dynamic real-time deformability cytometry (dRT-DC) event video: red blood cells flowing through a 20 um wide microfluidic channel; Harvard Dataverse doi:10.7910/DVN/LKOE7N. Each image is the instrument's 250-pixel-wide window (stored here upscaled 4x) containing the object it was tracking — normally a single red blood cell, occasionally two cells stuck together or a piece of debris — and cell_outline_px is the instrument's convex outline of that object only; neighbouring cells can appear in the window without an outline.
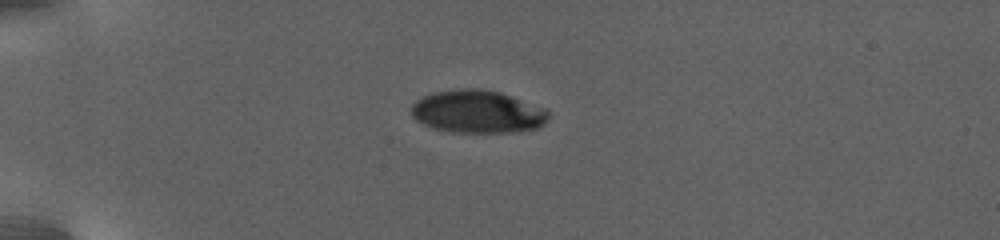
{"species": "human", "species_latin": "Homo sapiens", "temperature_condition": "warm", "stored_images_in_passage": 87, "camera_frame_rate_fps": 3000, "um_per_image_px": 0.085, "donor": {"sex": "female"}, "frame": {"image": 1, "passage_image": 1, "time_ms": 0.0, "image_size_px": [1000, 240], "cell_outline_px": [[548, 120], [544, 124], [536, 128], [508, 132], [452, 132], [436, 128], [424, 124], [416, 120], [412, 116], [412, 104], [416, 100], [432, 92], [460, 88], [480, 88], [500, 92], [548, 108]], "centroid_in_image_um": [40.61, 9.47], "position_along_channel_um": 44.4, "area_um2": 34.28}}
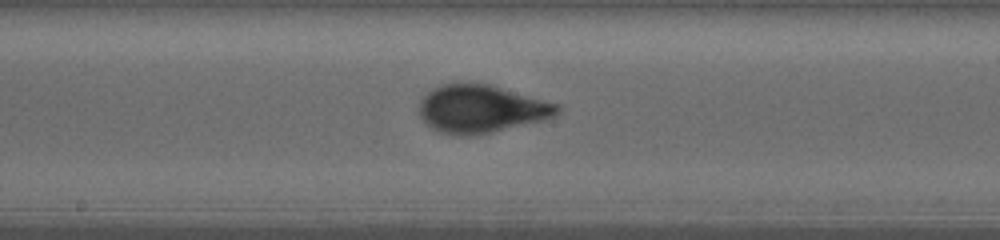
{"frame": {"image": 2, "passage_image": 38, "time_ms": 7.667, "image_size_px": [1000, 240], "cell_outline_px": [[560, 112], [544, 120], [492, 132], [472, 136], [464, 136], [440, 132], [432, 128], [420, 116], [420, 100], [432, 88], [440, 84], [488, 84], [560, 104]], "centroid_in_image_um": [40.91, 9.26], "position_along_channel_um": 207.3, "area_um2": 38.15}}
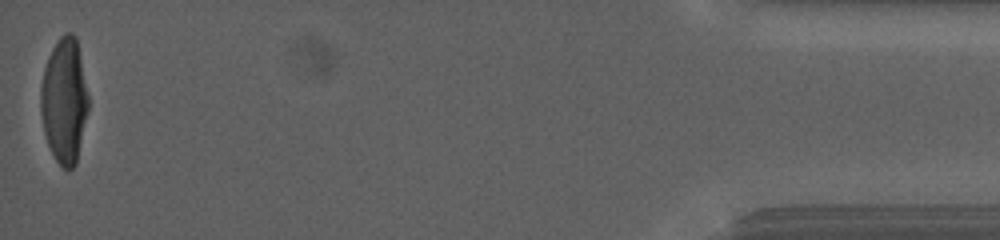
{"frame": {"image": 3, "passage_image": 87, "time_ms": 19.0, "image_size_px": [1000, 240], "cell_outline_px": [[88, 112], [76, 164], [68, 172], [56, 160], [48, 144], [44, 132], [40, 112], [40, 88], [44, 68], [48, 56], [52, 48], [60, 36], [64, 32], [72, 32], [76, 36], [88, 96]], "centroid_in_image_um": [5.46, 8.55], "position_along_channel_um": 429.7, "area_um2": 34.85}, "authors_computed_cell_mechanics": {"area_um2": 36.5296, "velocity_mm_per_s": 2.6757, "shape_relaxation_time_tau1_ms": 6.3776, "shape_relaxation_time_tau2_ms": null, "deformation_change_tau1": 0.213, "deformation_change_tau2": null}}